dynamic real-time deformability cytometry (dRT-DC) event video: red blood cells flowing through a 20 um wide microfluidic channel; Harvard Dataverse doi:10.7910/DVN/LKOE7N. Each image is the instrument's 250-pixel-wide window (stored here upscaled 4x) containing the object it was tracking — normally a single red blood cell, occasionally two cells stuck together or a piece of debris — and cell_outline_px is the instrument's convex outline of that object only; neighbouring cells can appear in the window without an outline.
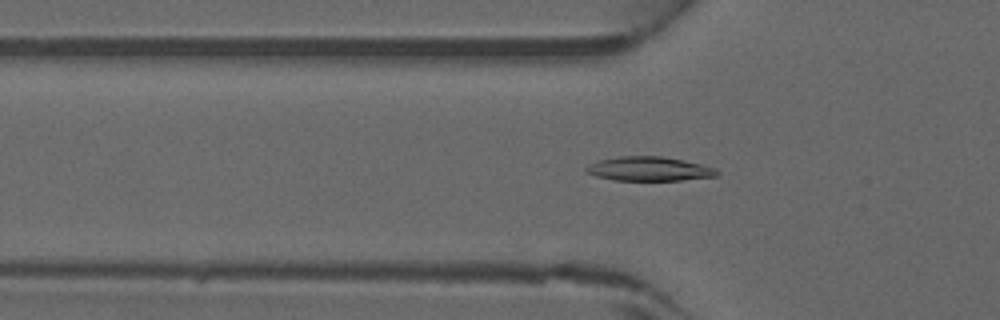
{"species": "common noctule bat (a hibernating species)", "species_latin": "Nyctalus noctula", "temperature_condition": "warm", "stored_images_in_passage": 45, "camera_frame_rate_fps": 3000, "um_per_image_px": 0.085, "animal": {"sex": "male", "forearm_length_mm": 52.5}, "frame": {"image": 1, "passage_image": 15, "time_ms": 4.667, "image_size_px": [1000, 320], "cell_outline_px": [[720, 172], [716, 176], [680, 180], [616, 180], [596, 176], [584, 172], [584, 168], [600, 160], [620, 156], [664, 156], [700, 164], [716, 168]], "centroid_in_image_um": [55.18, 14.35], "position_along_channel_um": 70.6, "area_um2": 18.26}}
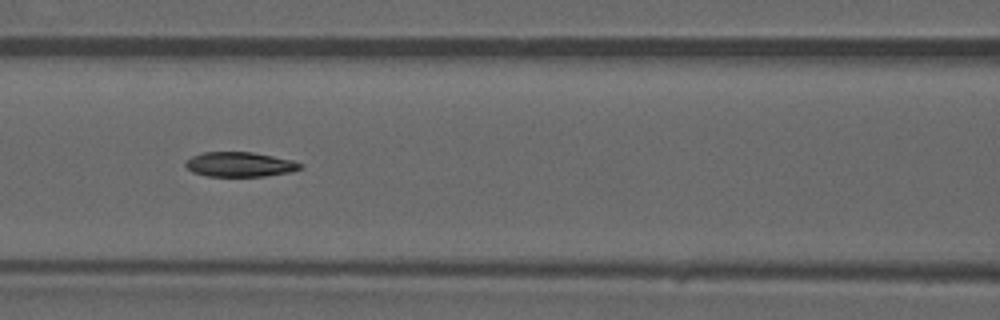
{"frame": {"image": 2, "passage_image": 20, "time_ms": 6.333, "image_size_px": [1000, 320], "cell_outline_px": [[300, 168], [288, 172], [264, 176], [208, 176], [192, 172], [184, 164], [192, 156], [204, 152], [252, 152], [292, 160], [300, 164]], "centroid_in_image_um": [20.33, 13.97], "position_along_channel_um": 146.3, "area_um2": 16.18}}
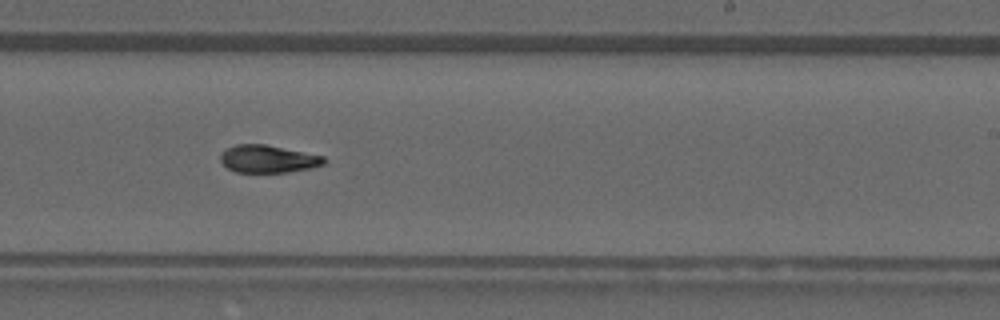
{"frame": {"image": 3, "passage_image": 28, "time_ms": 9.0, "image_size_px": [1000, 320], "cell_outline_px": [[328, 160], [324, 164], [308, 168], [288, 172], [236, 172], [228, 168], [220, 160], [220, 156], [228, 148], [236, 144], [264, 144], [324, 156]], "centroid_in_image_um": [22.8, 13.51], "position_along_channel_um": 266.2, "area_um2": 16.42}}